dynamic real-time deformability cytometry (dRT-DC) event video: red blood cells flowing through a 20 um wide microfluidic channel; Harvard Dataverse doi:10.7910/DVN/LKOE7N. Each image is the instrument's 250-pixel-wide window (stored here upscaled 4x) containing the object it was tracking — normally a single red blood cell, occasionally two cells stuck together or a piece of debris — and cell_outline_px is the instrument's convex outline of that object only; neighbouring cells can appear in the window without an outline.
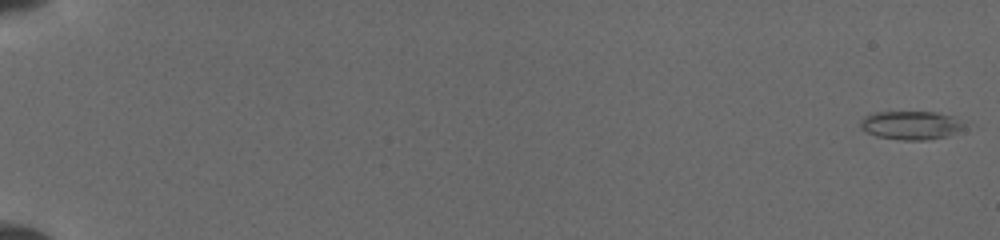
{"species": "common noctule bat (a hibernating species)", "species_latin": "Nyctalus noctula", "temperature_condition": "cold", "stored_images_in_passage": 43, "camera_frame_rate_fps": 3000, "um_per_image_px": 0.085, "animal": {"sex": "female", "body_mass_g": 19.5, "forearm_length_mm": 54.1}, "frame": {"image": 1, "passage_image": 1, "time_ms": 0.0, "image_size_px": [1000, 240], "cell_outline_px": [[964, 128], [948, 136], [924, 140], [904, 140], [876, 136], [860, 128], [860, 120], [864, 116], [872, 112], [936, 112], [952, 116], [964, 124]], "centroid_in_image_um": [77.39, 10.64], "position_along_channel_um": 7.6, "area_um2": 17.22}}